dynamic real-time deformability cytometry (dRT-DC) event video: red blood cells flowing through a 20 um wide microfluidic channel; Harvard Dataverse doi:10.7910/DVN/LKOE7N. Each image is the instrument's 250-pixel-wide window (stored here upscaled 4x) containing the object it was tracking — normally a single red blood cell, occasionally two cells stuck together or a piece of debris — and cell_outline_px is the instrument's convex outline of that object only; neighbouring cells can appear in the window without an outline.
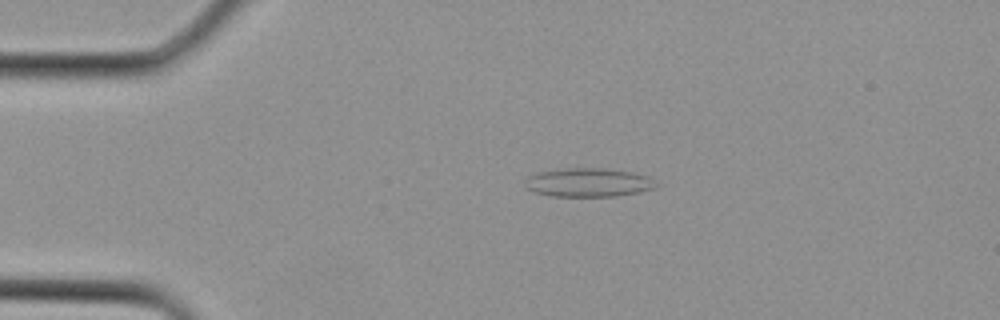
{"species": "Egyptian fruit bat (a non-hibernating species)", "species_latin": "Rousettus aegyptiacus", "temperature_condition": "cold", "stored_images_in_passage": 2, "camera_frame_rate_fps": 3000, "um_per_image_px": 0.085, "animal": {"sex": "female"}, "frame": {"image": 1, "passage_image": 1, "time_ms": 0.0, "image_size_px": [1000, 320], "cell_outline_px": [[656, 188], [640, 192], [616, 196], [548, 196], [532, 192], [524, 184], [524, 180], [528, 176], [540, 172], [564, 168], [600, 168], [632, 172], [648, 176], [656, 184]], "centroid_in_image_um": [49.98, 15.52], "position_along_channel_um": 35.0, "area_um2": 21.96}}